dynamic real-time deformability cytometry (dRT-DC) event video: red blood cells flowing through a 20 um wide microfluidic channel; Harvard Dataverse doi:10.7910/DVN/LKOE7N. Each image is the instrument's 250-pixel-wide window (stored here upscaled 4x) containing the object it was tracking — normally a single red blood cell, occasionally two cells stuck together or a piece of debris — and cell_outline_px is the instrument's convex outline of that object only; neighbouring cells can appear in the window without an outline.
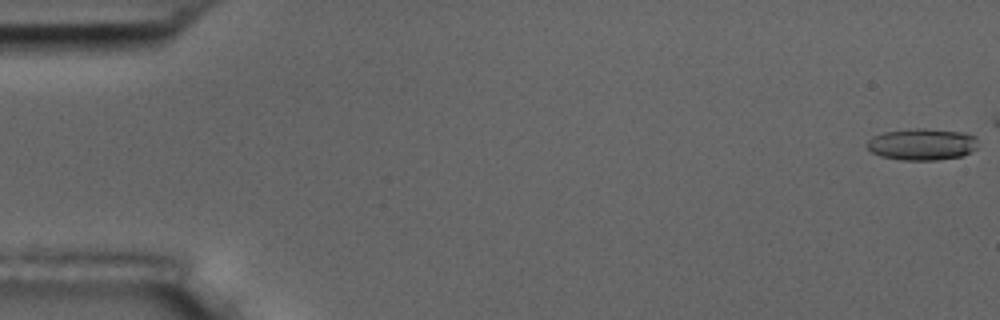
{"species": "common noctule bat (a hibernating species)", "species_latin": "Nyctalus noctula", "temperature_condition": "room temperature", "stored_images_in_passage": 9, "camera_frame_rate_fps": 3000, "um_per_image_px": 0.085, "animal": {"sex": "male", "body_mass_g": 17.5, "forearm_length_mm": 52.3}, "frame": {"image": 1, "passage_image": 1, "time_ms": 0.0, "image_size_px": [1000, 320], "cell_outline_px": [[976, 148], [960, 156], [936, 160], [904, 160], [880, 156], [872, 152], [864, 144], [872, 136], [884, 132], [908, 128], [924, 128], [964, 132], [976, 136]], "centroid_in_image_um": [78.33, 12.25], "position_along_channel_um": 6.7, "area_um2": 20.58}}
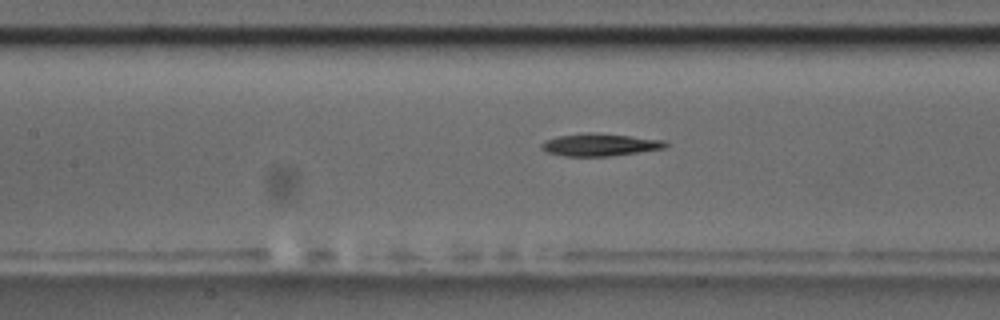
{"frame": {"image": 2, "passage_image": 9, "time_ms": 10.0, "image_size_px": [1000, 320], "cell_outline_px": [[668, 148], [608, 156], [564, 156], [548, 152], [540, 148], [540, 144], [544, 140], [560, 136], [584, 132], [592, 132], [664, 140], [668, 144]], "centroid_in_image_um": [50.98, 12.3], "position_along_channel_um": 156.4, "area_um2": 16.18}}